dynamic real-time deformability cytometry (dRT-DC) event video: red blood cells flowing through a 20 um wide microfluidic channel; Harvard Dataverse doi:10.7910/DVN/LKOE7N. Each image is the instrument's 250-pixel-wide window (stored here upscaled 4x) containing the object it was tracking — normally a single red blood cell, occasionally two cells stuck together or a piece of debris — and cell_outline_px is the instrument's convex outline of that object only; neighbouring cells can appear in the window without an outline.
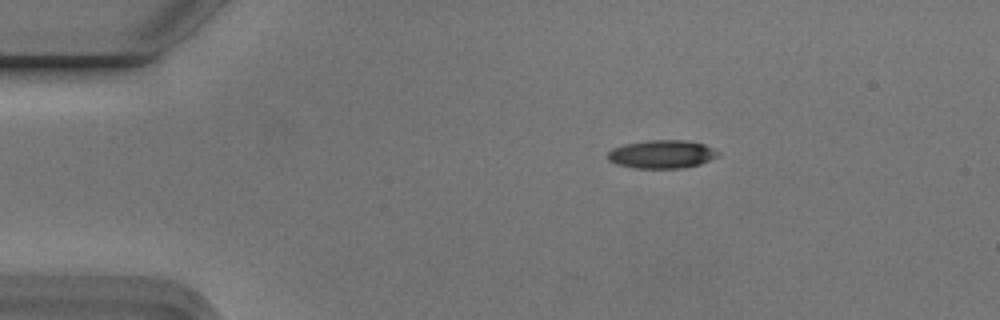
{"species": "Egyptian fruit bat (a non-hibernating species)", "species_latin": "Rousettus aegyptiacus", "temperature_condition": "cold", "stored_images_in_passage": 4, "camera_frame_rate_fps": 3000, "um_per_image_px": 0.085, "animal": {"sex": "male"}, "frame": {"image": 1, "passage_image": 1, "time_ms": 0.0, "image_size_px": [1000, 320], "cell_outline_px": [[720, 156], [700, 164], [684, 168], [636, 168], [616, 164], [608, 160], [608, 152], [612, 148], [624, 144], [648, 140], [688, 140], [704, 144], [720, 152]], "centroid_in_image_um": [56.28, 13.1], "position_along_channel_um": 28.7, "area_um2": 18.32}}
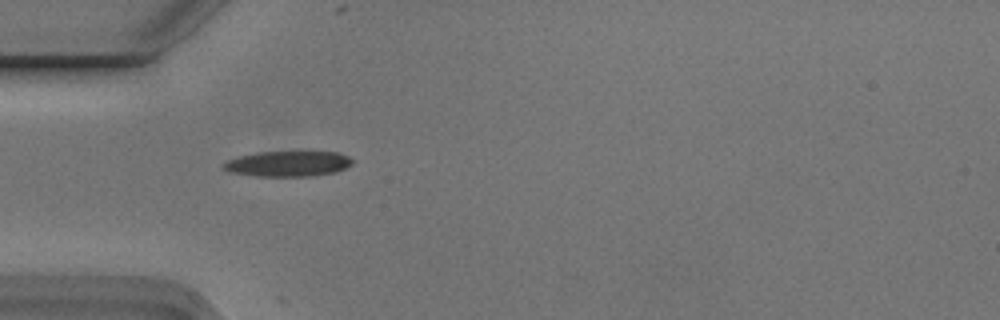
{"frame": {"image": 2, "passage_image": 3, "time_ms": 0.667, "image_size_px": [1000, 320], "cell_outline_px": [[352, 164], [336, 172], [312, 176], [256, 176], [228, 172], [220, 164], [228, 160], [240, 156], [260, 152], [336, 152], [348, 156], [352, 160]], "centroid_in_image_um": [24.46, 13.92], "position_along_channel_um": 60.5, "area_um2": 19.02}}